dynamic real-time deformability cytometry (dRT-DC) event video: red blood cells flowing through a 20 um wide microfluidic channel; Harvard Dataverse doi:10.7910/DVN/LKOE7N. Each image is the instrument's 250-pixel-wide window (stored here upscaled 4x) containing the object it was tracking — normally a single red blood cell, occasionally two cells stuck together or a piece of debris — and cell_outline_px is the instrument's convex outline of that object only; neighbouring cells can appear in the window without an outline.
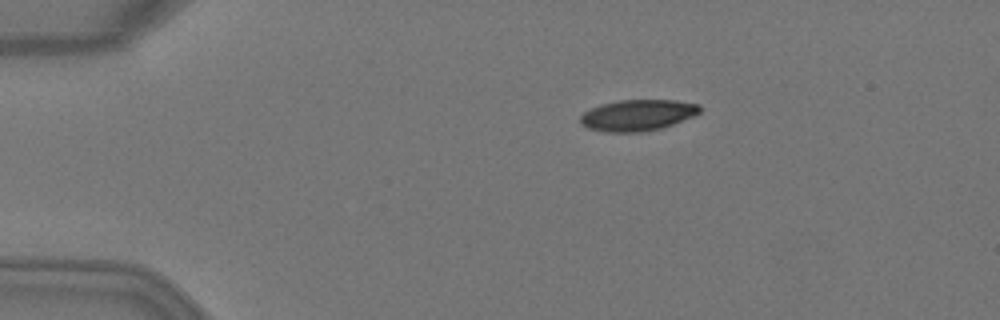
{"species": "Egyptian fruit bat (a non-hibernating species)", "species_latin": "Rousettus aegyptiacus", "temperature_condition": "warm", "stored_images_in_passage": 3, "camera_frame_rate_fps": 3000, "um_per_image_px": 0.085, "animal": {"sex": "female"}, "frame": {"image": 1, "passage_image": 1, "time_ms": 0.0, "image_size_px": [1000, 320], "cell_outline_px": [[700, 112], [692, 116], [672, 124], [660, 128], [640, 132], [604, 132], [588, 128], [580, 124], [580, 116], [584, 112], [600, 104], [620, 100], [676, 100], [700, 104]], "centroid_in_image_um": [54.16, 9.78], "position_along_channel_um": 30.8, "area_um2": 21.62}}